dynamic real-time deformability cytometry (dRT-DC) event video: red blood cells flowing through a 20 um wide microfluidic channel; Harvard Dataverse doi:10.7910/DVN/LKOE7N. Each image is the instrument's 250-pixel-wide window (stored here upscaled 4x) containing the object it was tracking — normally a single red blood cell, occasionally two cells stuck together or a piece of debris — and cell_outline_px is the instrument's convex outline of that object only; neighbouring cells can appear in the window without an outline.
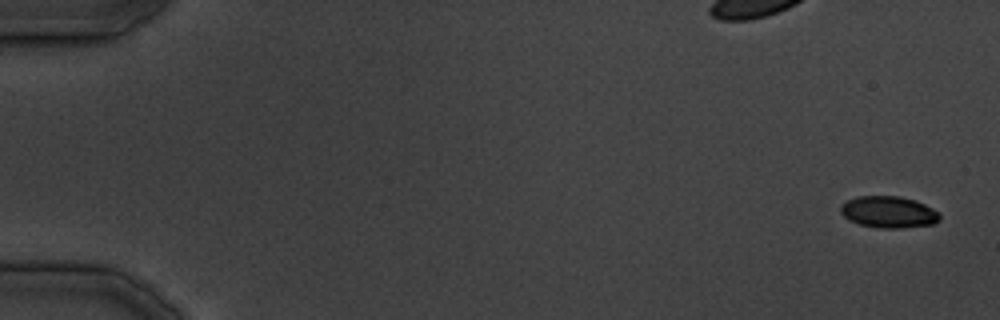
{"species": "common noctule bat (a hibernating species)", "species_latin": "Nyctalus noctula", "temperature_condition": "cold", "stored_images_in_passage": 9, "camera_frame_rate_fps": 3000, "um_per_image_px": 0.085, "animal": {"sex": "male", "body_mass_g": 19.5, "forearm_length_mm": 54.6}, "frame": {"image": 1, "passage_image": 1, "time_ms": 0.0, "image_size_px": [1000, 320], "cell_outline_px": [[940, 220], [932, 224], [900, 228], [880, 228], [860, 224], [848, 220], [840, 212], [840, 204], [856, 196], [900, 196], [916, 200], [940, 212]], "centroid_in_image_um": [75.53, 18.01], "position_along_channel_um": 9.5, "area_um2": 18.38}}